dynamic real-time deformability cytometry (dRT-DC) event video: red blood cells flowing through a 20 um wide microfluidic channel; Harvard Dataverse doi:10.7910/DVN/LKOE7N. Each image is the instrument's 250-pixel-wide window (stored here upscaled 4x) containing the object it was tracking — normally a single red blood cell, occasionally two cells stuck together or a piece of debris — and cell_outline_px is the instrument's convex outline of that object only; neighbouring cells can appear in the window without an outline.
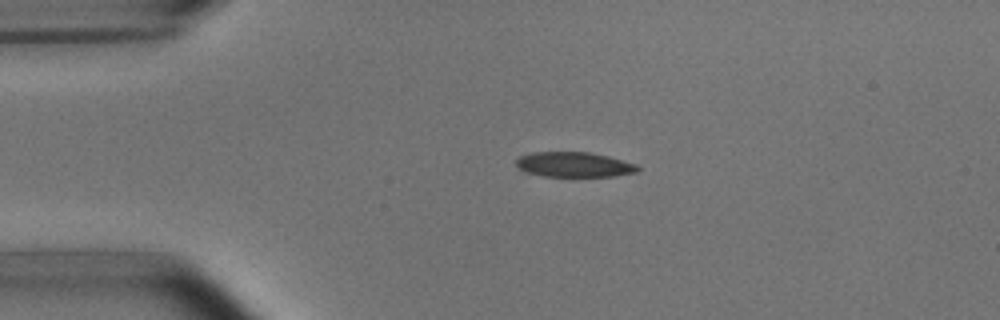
{"species": "common noctule bat (a hibernating species)", "species_latin": "Nyctalus noctula", "temperature_condition": "room temperature", "stored_images_in_passage": 42, "camera_frame_rate_fps": 3000, "um_per_image_px": 0.085, "animal": {"sex": "male", "body_mass_g": 15.6}, "frame": {"image": 1, "passage_image": 1, "time_ms": 0.0, "image_size_px": [1000, 320], "cell_outline_px": [[640, 172], [616, 176], [544, 176], [524, 172], [516, 164], [516, 160], [520, 156], [532, 152], [588, 152], [608, 156], [636, 164], [640, 168]], "centroid_in_image_um": [48.82, 13.99], "position_along_channel_um": 36.2, "area_um2": 17.74}}
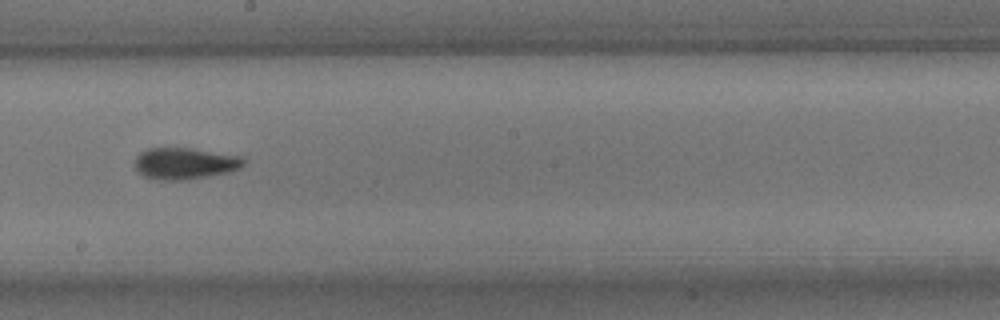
{"frame": {"image": 2, "passage_image": 19, "time_ms": 6.0, "image_size_px": [1000, 320], "cell_outline_px": [[248, 160], [240, 168], [228, 172], [208, 176], [180, 180], [156, 180], [144, 176], [136, 168], [136, 156], [140, 152], [148, 148], [192, 148], [244, 156]], "centroid_in_image_um": [15.76, 13.88], "position_along_channel_um": 232.4, "area_um2": 20.11}}
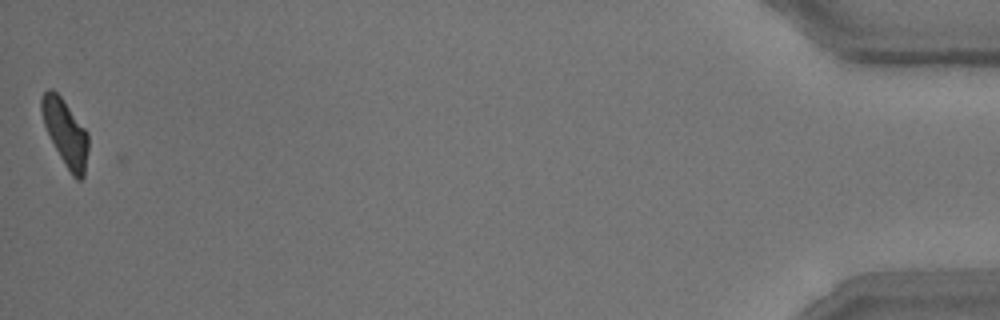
{"frame": {"image": 3, "passage_image": 42, "time_ms": 13.667, "image_size_px": [1000, 320], "cell_outline_px": [[88, 152], [84, 176], [80, 180], [76, 180], [72, 176], [64, 164], [44, 124], [40, 108], [40, 100], [44, 92], [48, 88], [52, 88], [60, 96], [88, 132]], "centroid_in_image_um": [5.57, 11.29], "position_along_channel_um": 429.6, "area_um2": 17.92}, "authors_computed_cell_mechanics": {"area_um2": 19.074, "velocity_mm_per_s": 3.7998, "shape_relaxation_time_tau1_ms": 3.5173, "shape_relaxation_time_tau2_ms": 2.4813, "deformation_change_tau1": 0.1425, "deformation_change_tau2": 0.0957}}